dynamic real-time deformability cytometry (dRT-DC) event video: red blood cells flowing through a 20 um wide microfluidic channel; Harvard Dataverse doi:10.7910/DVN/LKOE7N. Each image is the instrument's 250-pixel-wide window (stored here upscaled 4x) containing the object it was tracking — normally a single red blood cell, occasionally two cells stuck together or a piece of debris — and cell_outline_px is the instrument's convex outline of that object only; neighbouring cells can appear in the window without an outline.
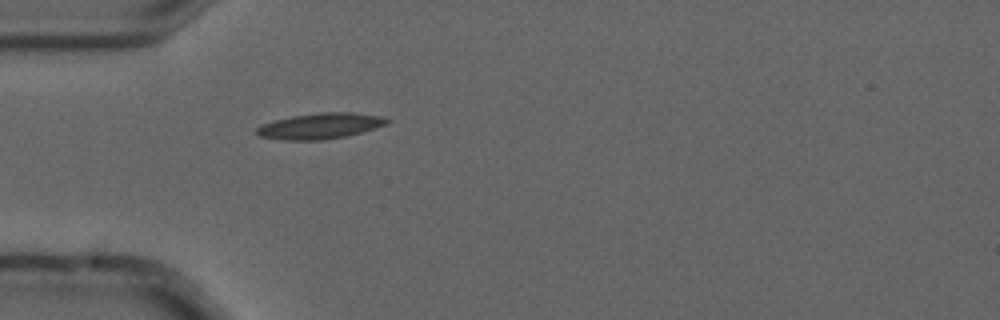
{"species": "common noctule bat (a hibernating species)", "species_latin": "Nyctalus noctula", "temperature_condition": "cold", "stored_images_in_passage": 5, "camera_frame_rate_fps": 3000, "um_per_image_px": 0.085, "animal": {"sex": "male", "forearm_length_mm": 52.5}, "frame": {"image": 1, "passage_image": 5, "time_ms": 1.333, "image_size_px": [1000, 320], "cell_outline_px": [[392, 120], [388, 124], [376, 128], [344, 136], [320, 140], [284, 140], [260, 136], [256, 132], [256, 128], [260, 124], [292, 116], [320, 112], [352, 112], [384, 116]], "centroid_in_image_um": [27.26, 10.69], "position_along_channel_um": 57.7, "area_um2": 19.59}}